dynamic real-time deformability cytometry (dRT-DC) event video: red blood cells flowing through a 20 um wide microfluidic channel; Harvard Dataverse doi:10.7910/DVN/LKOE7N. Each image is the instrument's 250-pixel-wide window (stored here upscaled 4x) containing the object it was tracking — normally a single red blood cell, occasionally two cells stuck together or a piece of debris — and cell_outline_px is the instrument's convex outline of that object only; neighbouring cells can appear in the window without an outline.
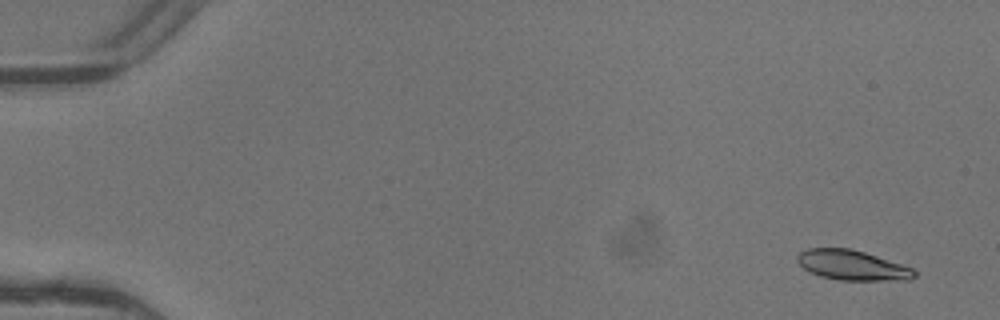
{"species": "common noctule bat (a hibernating species)", "species_latin": "Nyctalus noctula", "temperature_condition": "warm", "stored_images_in_passage": 7, "camera_frame_rate_fps": 3000, "um_per_image_px": 0.085, "animal": {"sex": "female"}, "frame": {"image": 1, "passage_image": 1, "time_ms": 0.0, "image_size_px": [1000, 320], "cell_outline_px": [[916, 276], [908, 280], [836, 280], [820, 276], [804, 268], [796, 260], [796, 256], [800, 252], [808, 248], [852, 248], [912, 268], [916, 272]], "centroid_in_image_um": [72.42, 22.54], "position_along_channel_um": 12.6, "area_um2": 20.29}}
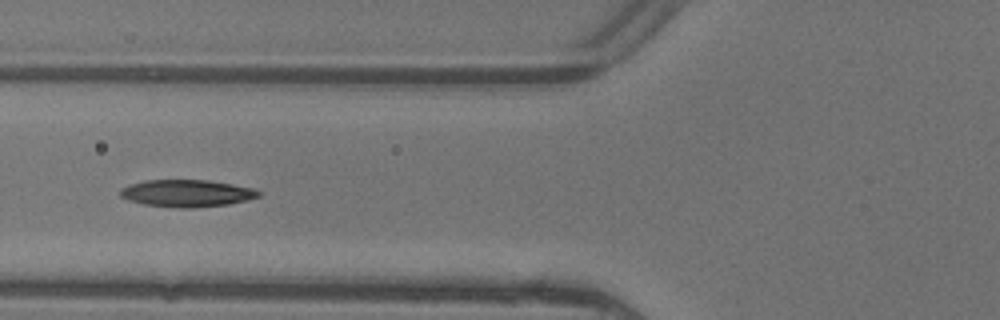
{"frame": {"image": 2, "passage_image": 6, "time_ms": 1.667, "image_size_px": [1000, 320], "cell_outline_px": [[260, 196], [248, 200], [228, 204], [196, 208], [176, 208], [144, 204], [128, 200], [120, 196], [120, 188], [128, 184], [144, 180], [208, 180], [232, 184], [252, 188], [260, 192]], "centroid_in_image_um": [15.85, 16.43], "position_along_channel_um": 110.0, "area_um2": 22.02}}
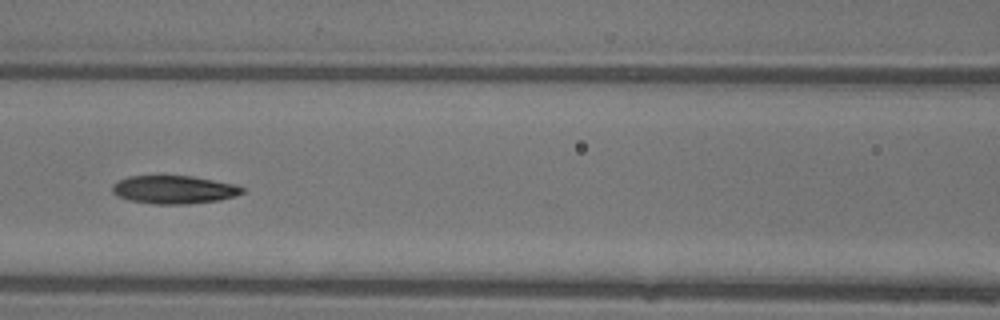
{"frame": {"image": 3, "passage_image": 7, "time_ms": 2.0, "image_size_px": [1000, 320], "cell_outline_px": [[244, 192], [236, 196], [220, 200], [188, 204], [152, 204], [128, 200], [116, 196], [112, 192], [112, 184], [128, 176], [192, 176], [236, 184], [244, 188]], "centroid_in_image_um": [14.79, 16.12], "position_along_channel_um": 151.8, "area_um2": 21.5}}